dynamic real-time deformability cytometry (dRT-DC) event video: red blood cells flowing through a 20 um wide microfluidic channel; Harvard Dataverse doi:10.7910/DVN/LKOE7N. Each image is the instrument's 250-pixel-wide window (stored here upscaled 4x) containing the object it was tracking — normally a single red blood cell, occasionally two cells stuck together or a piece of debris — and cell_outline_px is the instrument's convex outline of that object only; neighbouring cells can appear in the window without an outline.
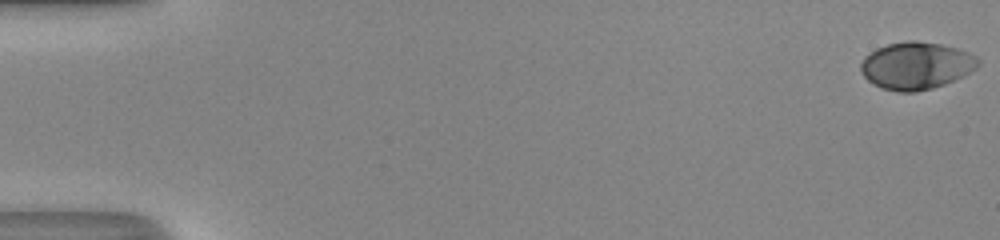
{"species": "human", "species_latin": "Homo sapiens", "temperature_condition": "room temperature", "stored_images_in_passage": 52, "camera_frame_rate_fps": 3000, "um_per_image_px": 0.085, "donor": {"sex": "male"}, "frame": {"image": 1, "passage_image": 1, "time_ms": 0.0, "image_size_px": [1000, 240], "cell_outline_px": [[980, 64], [976, 68], [944, 84], [932, 88], [916, 92], [896, 92], [880, 88], [868, 80], [860, 72], [860, 64], [864, 56], [876, 48], [888, 44], [904, 40], [916, 40], [940, 44], [956, 48], [968, 52], [976, 56], [980, 60]], "centroid_in_image_um": [77.83, 5.57], "position_along_channel_um": 7.2, "area_um2": 32.43}}
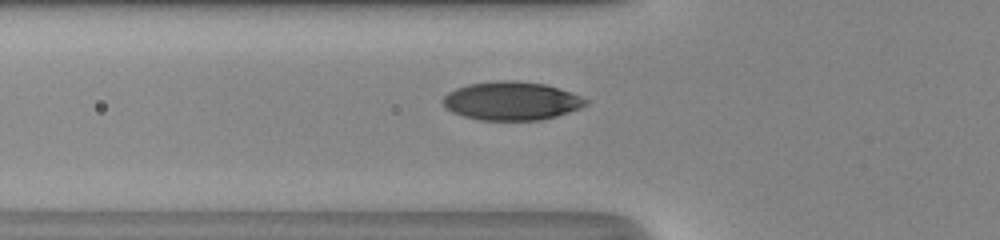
{"frame": {"image": 2, "passage_image": 20, "time_ms": 6.333, "image_size_px": [1000, 240], "cell_outline_px": [[588, 104], [580, 108], [556, 116], [540, 120], [480, 120], [464, 116], [452, 112], [444, 104], [444, 96], [448, 92], [456, 88], [468, 84], [496, 80], [516, 80], [544, 84], [580, 96], [588, 100]], "centroid_in_image_um": [43.47, 8.57], "position_along_channel_um": 82.3, "area_um2": 31.79}}
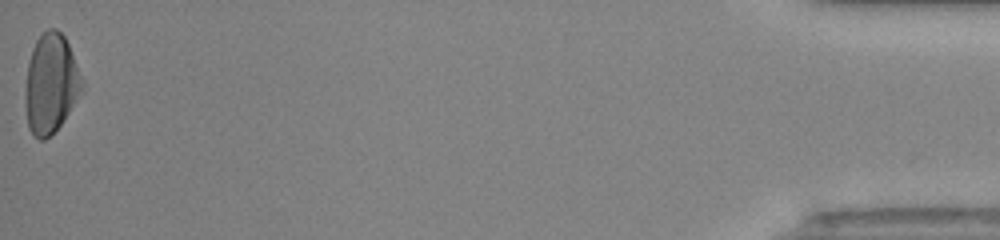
{"frame": {"image": 3, "passage_image": 52, "time_ms": 17.0, "image_size_px": [1000, 240], "cell_outline_px": [[84, 84], [80, 92], [68, 112], [60, 124], [44, 140], [40, 140], [28, 128], [24, 96], [28, 64], [32, 48], [36, 40], [48, 28], [56, 28], [64, 36], [68, 44], [84, 80]], "centroid_in_image_um": [4.31, 7.07], "position_along_channel_um": 430.9, "area_um2": 32.43}, "authors_computed_cell_mechanics": {"area_um2": 31.4721, "velocity_mm_per_s": 4.1795, "shape_relaxation_time_tau1_ms": 2.8897, "shape_relaxation_time_tau2_ms": null, "deformation_change_tau1": 0.1552, "deformation_change_tau2": null}}